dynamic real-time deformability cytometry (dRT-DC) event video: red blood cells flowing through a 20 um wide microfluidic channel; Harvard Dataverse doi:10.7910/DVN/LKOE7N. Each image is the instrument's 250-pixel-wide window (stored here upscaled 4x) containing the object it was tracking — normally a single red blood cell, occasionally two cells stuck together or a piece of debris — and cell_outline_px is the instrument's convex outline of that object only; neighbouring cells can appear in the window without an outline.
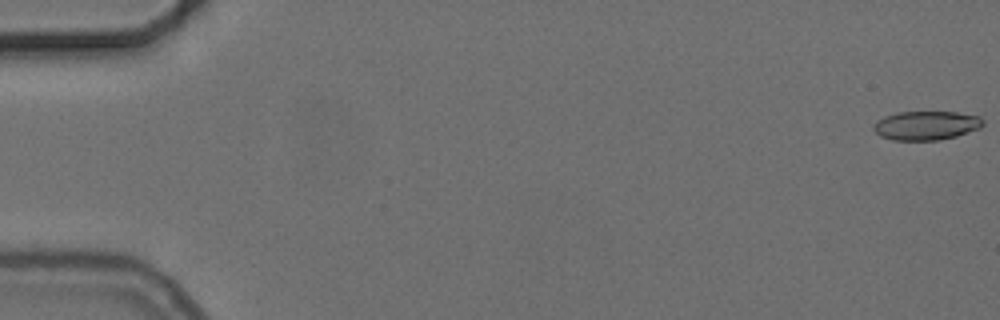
{"species": "common noctule bat (a hibernating species)", "species_latin": "Nyctalus noctula", "temperature_condition": "cold", "stored_images_in_passage": 56, "camera_frame_rate_fps": 3000, "um_per_image_px": 0.085, "animal": {"sex": "female", "body_mass_g": 24.6, "forearm_length_mm": 56.2}, "frame": {"image": 1, "passage_image": 1, "time_ms": 0.0, "image_size_px": [1000, 320], "cell_outline_px": [[984, 124], [980, 128], [956, 136], [940, 140], [892, 140], [880, 136], [872, 128], [872, 124], [876, 120], [884, 116], [896, 112], [956, 112], [980, 116], [984, 120]], "centroid_in_image_um": [78.7, 10.66], "position_along_channel_um": 6.3, "area_um2": 18.67}}
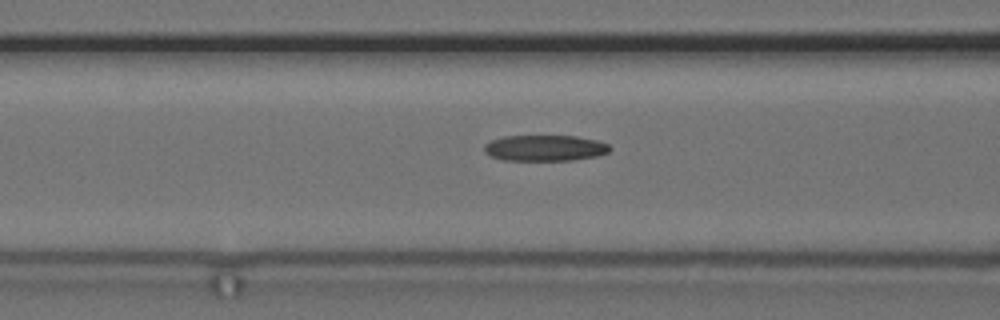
{"frame": {"image": 2, "passage_image": 23, "time_ms": 7.333, "image_size_px": [1000, 320], "cell_outline_px": [[612, 148], [608, 152], [596, 156], [572, 160], [504, 160], [492, 156], [484, 152], [484, 144], [492, 140], [504, 136], [576, 136], [596, 140], [608, 144]], "centroid_in_image_um": [46.32, 12.58], "position_along_channel_um": 120.3, "area_um2": 18.9}}
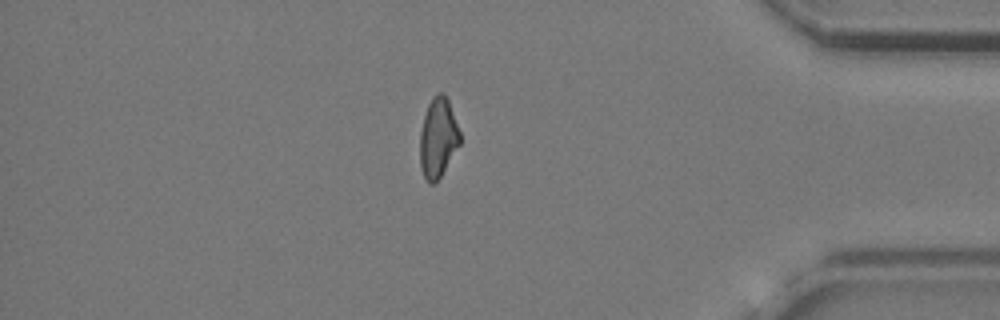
{"frame": {"image": 3, "passage_image": 48, "time_ms": 15.667, "image_size_px": [1000, 320], "cell_outline_px": [[460, 144], [440, 176], [432, 184], [428, 184], [424, 180], [420, 168], [420, 132], [424, 116], [428, 104], [432, 96], [436, 92], [444, 92], [448, 100], [460, 132]], "centroid_in_image_um": [37.21, 11.71], "position_along_channel_um": 398.0, "area_um2": 18.61}, "authors_computed_cell_mechanics": {"area_um2": 19.1318, "velocity_mm_per_s": 3.7349, "shape_relaxation_time_tau1_ms": 11.3209, "shape_relaxation_time_tau2_ms": 9.1699, "deformation_change_tau1": 0.2518, "deformation_change_tau2": 0.2312}}